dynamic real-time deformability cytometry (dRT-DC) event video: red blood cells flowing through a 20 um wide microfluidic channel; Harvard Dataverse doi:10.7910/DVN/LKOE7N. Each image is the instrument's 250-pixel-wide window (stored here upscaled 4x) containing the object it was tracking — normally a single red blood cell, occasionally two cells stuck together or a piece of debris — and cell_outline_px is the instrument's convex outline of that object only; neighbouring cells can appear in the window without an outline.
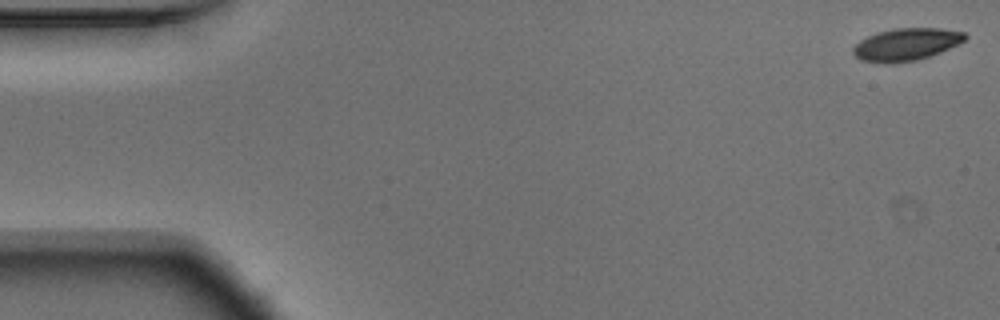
{"species": "Egyptian fruit bat (a non-hibernating species)", "species_latin": "Rousettus aegyptiacus", "temperature_condition": "warm", "stored_images_in_passage": 13, "camera_frame_rate_fps": 3000, "um_per_image_px": 0.085, "animal": {"sex": "male"}, "frame": {"image": 1, "passage_image": 1, "time_ms": 0.0, "image_size_px": [1000, 320], "cell_outline_px": [[968, 36], [964, 40], [940, 52], [916, 60], [892, 64], [884, 64], [860, 60], [852, 52], [852, 48], [860, 40], [876, 32], [896, 28], [940, 28], [964, 32]], "centroid_in_image_um": [76.98, 3.78], "position_along_channel_um": 8.0, "area_um2": 21.1}}
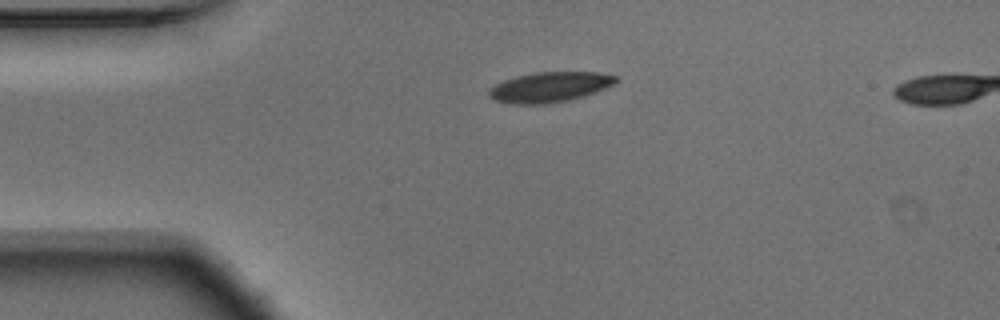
{"frame": {"image": 2, "passage_image": 12, "time_ms": 3.667, "image_size_px": [1000, 320], "cell_outline_px": [[616, 80], [612, 84], [604, 88], [568, 100], [544, 104], [512, 104], [492, 100], [488, 96], [488, 92], [496, 84], [504, 80], [516, 76], [536, 72], [600, 72], [616, 76]], "centroid_in_image_um": [46.65, 7.4], "position_along_channel_um": 38.3, "area_um2": 21.96}}